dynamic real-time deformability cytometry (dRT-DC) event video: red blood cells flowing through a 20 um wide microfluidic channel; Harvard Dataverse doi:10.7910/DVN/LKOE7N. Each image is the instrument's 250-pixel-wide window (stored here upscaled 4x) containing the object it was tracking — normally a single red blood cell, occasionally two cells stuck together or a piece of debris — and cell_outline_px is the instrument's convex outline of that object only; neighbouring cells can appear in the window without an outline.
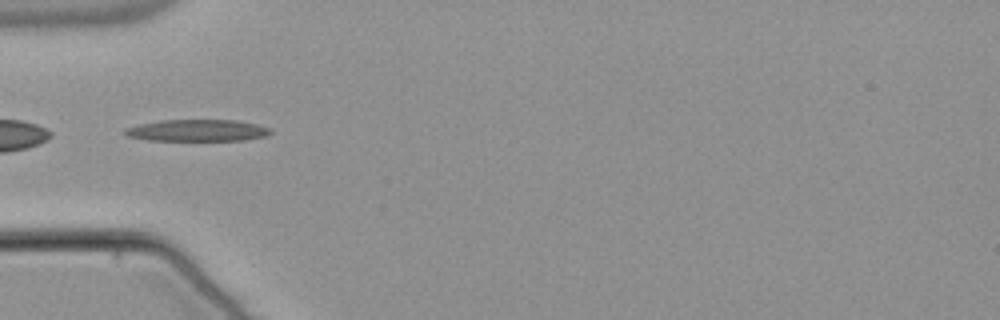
{"species": "common noctule bat (a hibernating species)", "species_latin": "Nyctalus noctula", "temperature_condition": "warm", "stored_images_in_passage": 50, "segment_of_instrument_passage": [2, 2], "camera_frame_rate_fps": 3000, "um_per_image_px": 0.085, "animal": {"sex": "male", "body_mass_g": 21.5, "forearm_length_mm": 52.0}, "frame": {"image": 1, "passage_image": 14, "time_ms": 4.333, "image_size_px": [1000, 320], "cell_outline_px": [[272, 132], [264, 136], [244, 140], [148, 140], [128, 136], [124, 132], [124, 128], [140, 124], [160, 120], [236, 120], [256, 124], [272, 128]], "centroid_in_image_um": [16.78, 11.08], "position_along_channel_um": 68.2, "area_um2": 18.32}}
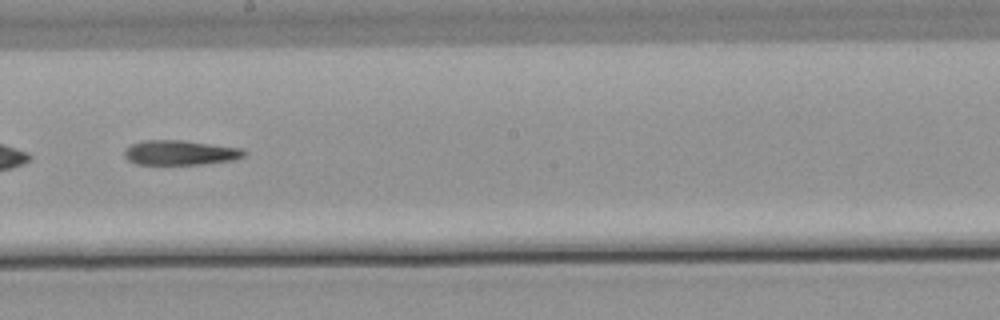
{"frame": {"image": 2, "passage_image": 27, "time_ms": 8.667, "image_size_px": [1000, 320], "cell_outline_px": [[248, 152], [244, 156], [232, 160], [200, 164], [136, 164], [128, 160], [124, 156], [124, 148], [140, 140], [184, 140], [240, 148]], "centroid_in_image_um": [15.27, 12.96], "position_along_channel_um": 232.9, "area_um2": 17.28}}
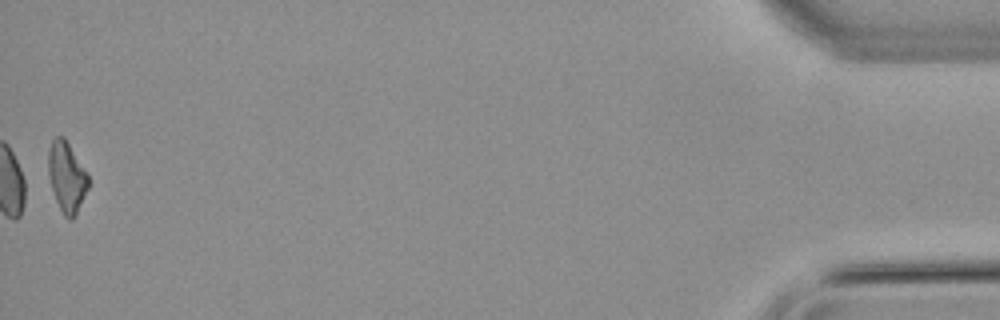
{"frame": {"image": 3, "passage_image": 50, "time_ms": 16.333, "image_size_px": [1000, 320], "cell_outline_px": [[88, 188], [72, 220], [68, 220], [64, 216], [56, 200], [52, 188], [48, 172], [48, 152], [52, 140], [56, 136], [64, 136], [88, 176]], "centroid_in_image_um": [5.65, 15.03], "position_along_channel_um": 429.6, "area_um2": 15.95}}